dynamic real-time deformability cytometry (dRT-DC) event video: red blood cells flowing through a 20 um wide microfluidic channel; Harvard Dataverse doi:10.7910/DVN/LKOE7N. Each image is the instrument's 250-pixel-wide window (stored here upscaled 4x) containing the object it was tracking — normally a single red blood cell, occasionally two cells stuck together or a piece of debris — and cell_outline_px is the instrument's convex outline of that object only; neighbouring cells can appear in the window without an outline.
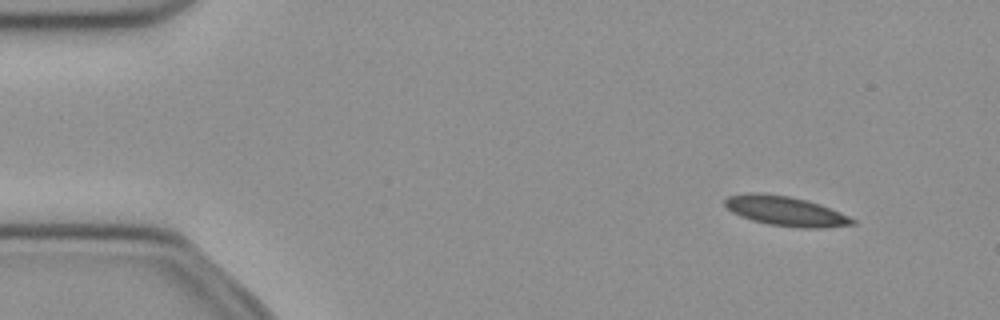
{"species": "common noctule bat (a hibernating species)", "species_latin": "Nyctalus noctula", "temperature_condition": "cold", "stored_images_in_passage": 52, "segment_of_instrument_passage": [1, 2], "camera_frame_rate_fps": 3000, "um_per_image_px": 0.085, "animal": {"sex": "female", "body_mass_g": 21.9}, "frame": {"image": 1, "passage_image": 5, "time_ms": 1.333, "image_size_px": [1000, 320], "cell_outline_px": [[856, 224], [824, 228], [800, 228], [768, 224], [752, 220], [740, 216], [732, 212], [724, 204], [724, 200], [728, 196], [748, 192], [760, 192], [788, 196], [820, 204], [840, 212], [856, 220]], "centroid_in_image_um": [66.76, 17.94], "position_along_channel_um": 18.2, "area_um2": 22.08}}
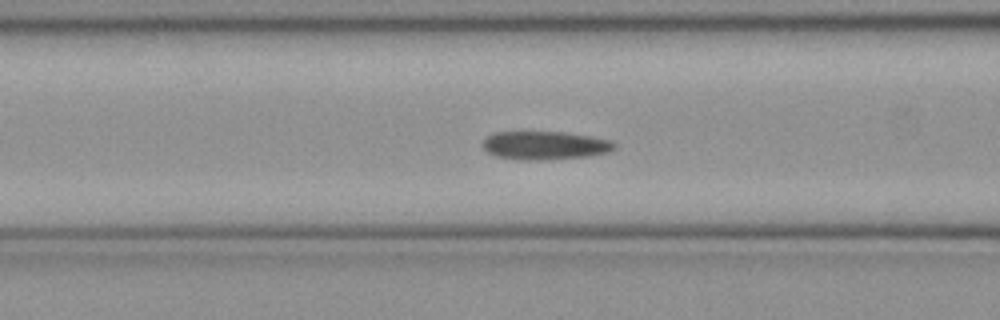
{"frame": {"image": 2, "passage_image": 20, "time_ms": 6.333, "image_size_px": [1000, 320], "cell_outline_px": [[616, 148], [608, 152], [588, 156], [536, 160], [520, 160], [496, 156], [488, 152], [480, 144], [488, 136], [496, 132], [564, 132], [592, 136], [612, 140], [616, 144]], "centroid_in_image_um": [46.33, 12.35], "position_along_channel_um": 120.3, "area_um2": 21.79}}
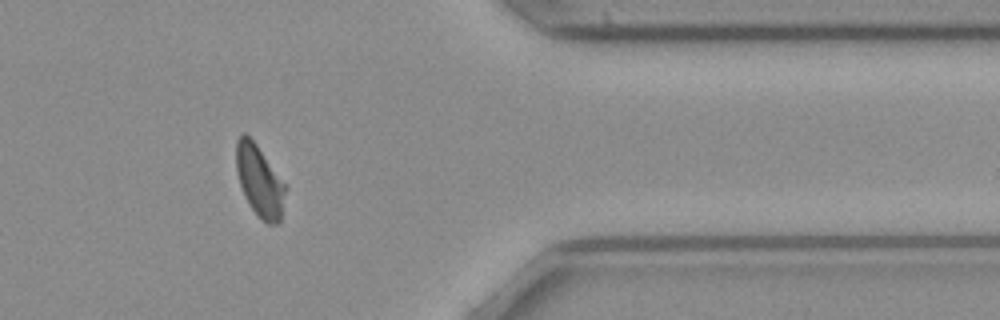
{"frame": {"image": 3, "passage_image": 42, "time_ms": 13.667, "image_size_px": [1000, 320], "cell_outline_px": [[288, 188], [280, 224], [268, 224], [248, 204], [244, 196], [236, 172], [236, 140], [244, 132], [256, 144], [288, 184]], "centroid_in_image_um": [22.11, 15.39], "position_along_channel_um": 389.3, "area_um2": 20.92}}